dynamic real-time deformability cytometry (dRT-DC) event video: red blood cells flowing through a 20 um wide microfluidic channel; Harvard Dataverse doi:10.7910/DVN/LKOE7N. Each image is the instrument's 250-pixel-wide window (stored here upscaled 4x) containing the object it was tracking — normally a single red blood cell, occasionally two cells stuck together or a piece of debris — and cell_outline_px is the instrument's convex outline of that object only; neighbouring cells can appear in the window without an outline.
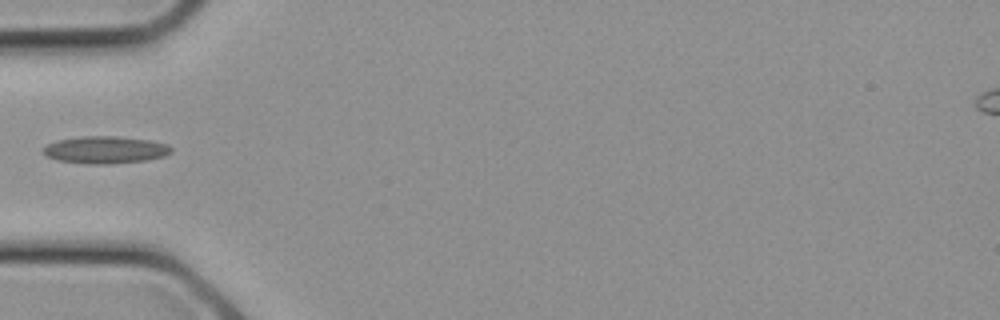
{"species": "common noctule bat (a hibernating species)", "species_latin": "Nyctalus noctula", "temperature_condition": "cold", "stored_images_in_passage": 5, "camera_frame_rate_fps": 3000, "um_per_image_px": 0.085, "animal": {"sex": "female", "body_mass_g": 21.9}, "frame": {"image": 1, "passage_image": 1, "time_ms": 0.0, "image_size_px": [1000, 320], "cell_outline_px": [[172, 152], [164, 156], [144, 160], [108, 164], [88, 164], [60, 160], [48, 156], [40, 148], [56, 140], [80, 136], [116, 136], [148, 140], [168, 144], [172, 148]], "centroid_in_image_um": [8.94, 12.72], "position_along_channel_um": 76.1, "area_um2": 20.23}}
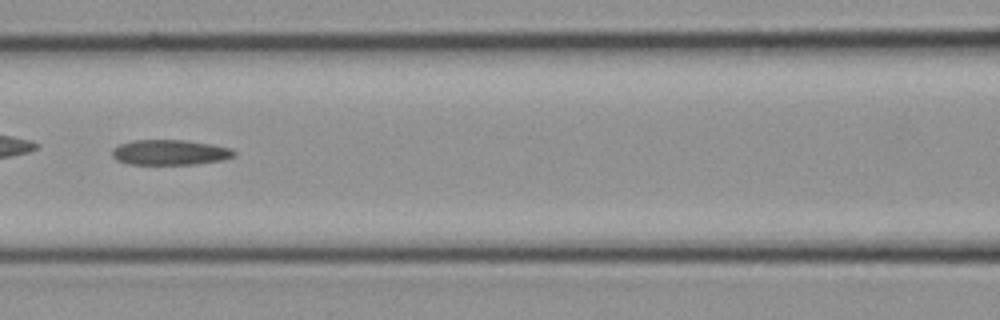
{"frame": {"image": 2, "passage_image": 4, "time_ms": 1.0, "image_size_px": [1000, 320], "cell_outline_px": [[236, 152], [232, 156], [220, 160], [192, 164], [128, 164], [116, 160], [112, 156], [112, 148], [120, 144], [132, 140], [188, 140], [212, 144], [232, 148]], "centroid_in_image_um": [14.4, 12.94], "position_along_channel_um": 152.2, "area_um2": 17.92}}